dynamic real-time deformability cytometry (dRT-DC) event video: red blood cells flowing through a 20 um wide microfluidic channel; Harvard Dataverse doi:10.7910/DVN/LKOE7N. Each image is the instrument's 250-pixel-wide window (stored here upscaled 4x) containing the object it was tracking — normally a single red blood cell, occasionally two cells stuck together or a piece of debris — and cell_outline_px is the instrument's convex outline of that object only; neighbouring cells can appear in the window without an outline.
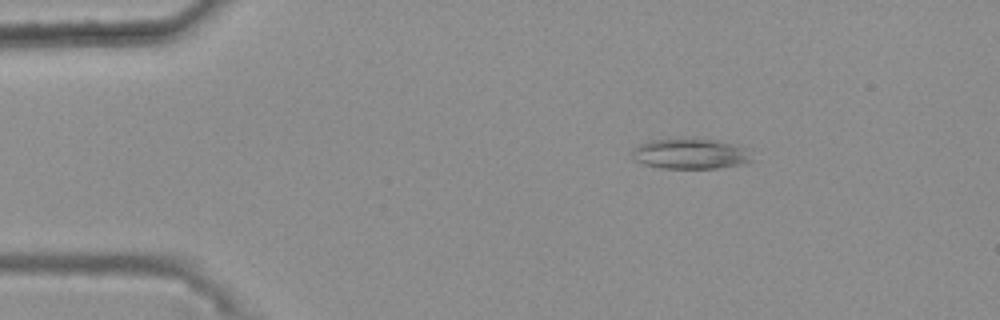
{"species": "common noctule bat (a hibernating species)", "species_latin": "Nyctalus noctula", "temperature_condition": "warm", "stored_images_in_passage": 48, "camera_frame_rate_fps": 3000, "um_per_image_px": 0.085, "animal": {"sex": "female", "body_mass_g": 25.1}, "frame": {"image": 1, "passage_image": 9, "time_ms": 2.667, "image_size_px": [1000, 320], "cell_outline_px": [[752, 160], [740, 164], [716, 168], [660, 168], [644, 164], [636, 160], [632, 156], [632, 152], [640, 144], [652, 140], [716, 140], [748, 148]], "centroid_in_image_um": [58.7, 13.09], "position_along_channel_um": 26.3, "area_um2": 20.58}}
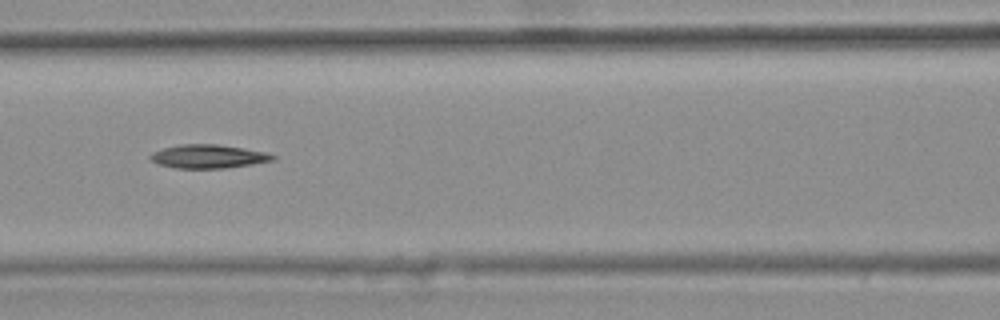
{"frame": {"image": 2, "passage_image": 24, "time_ms": 7.667, "image_size_px": [1000, 320], "cell_outline_px": [[276, 160], [252, 164], [224, 168], [176, 168], [160, 164], [152, 160], [148, 156], [152, 152], [164, 148], [180, 144], [216, 144], [268, 152], [276, 156]], "centroid_in_image_um": [17.73, 13.29], "position_along_channel_um": 148.9, "area_um2": 16.76}}
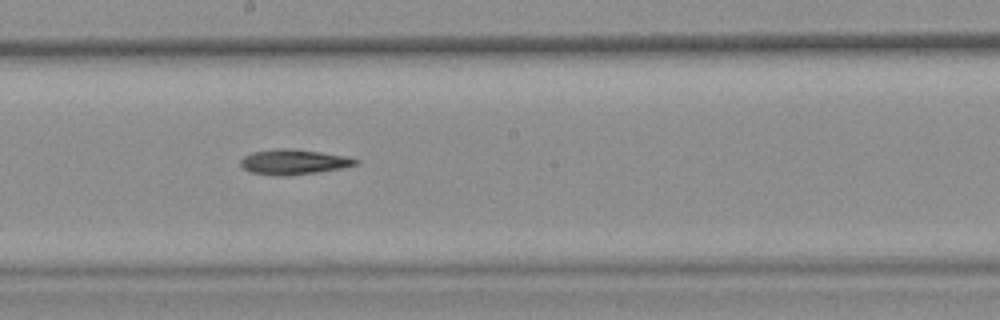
{"frame": {"image": 3, "passage_image": 30, "time_ms": 9.667, "image_size_px": [1000, 320], "cell_outline_px": [[360, 164], [340, 168], [316, 172], [288, 176], [276, 176], [252, 172], [244, 168], [240, 164], [240, 160], [244, 156], [252, 152], [276, 148], [288, 148], [320, 152], [344, 156], [360, 160]], "centroid_in_image_um": [24.95, 13.76], "position_along_channel_um": 223.2, "area_um2": 16.76}}